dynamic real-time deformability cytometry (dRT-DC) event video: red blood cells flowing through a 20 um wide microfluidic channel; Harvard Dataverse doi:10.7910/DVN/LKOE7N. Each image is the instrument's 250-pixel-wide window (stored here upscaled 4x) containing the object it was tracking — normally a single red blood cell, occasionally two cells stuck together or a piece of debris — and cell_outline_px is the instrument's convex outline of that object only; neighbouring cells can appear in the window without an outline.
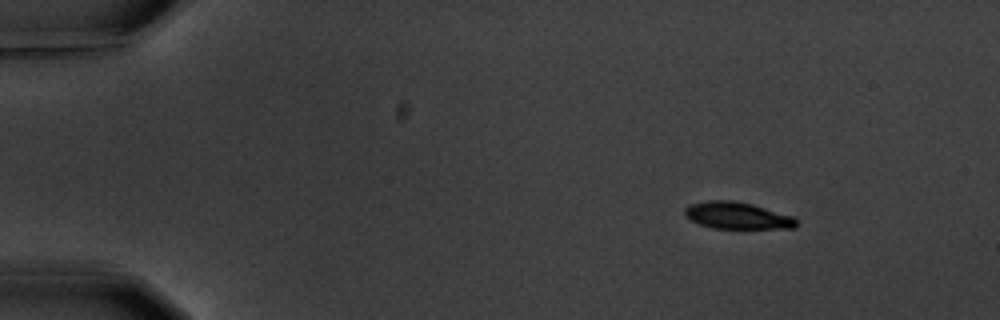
{"species": "common noctule bat (a hibernating species)", "species_latin": "Nyctalus noctula", "temperature_condition": "warm", "stored_images_in_passage": 5, "segment_of_instrument_passage": [1, 2], "camera_frame_rate_fps": 3000, "um_per_image_px": 0.085, "animal": {"sex": "male", "body_mass_g": 20.1, "forearm_length_mm": 53.5}, "frame": {"image": 1, "passage_image": 2, "time_ms": 1.333, "image_size_px": [1000, 320], "cell_outline_px": [[796, 228], [712, 228], [700, 224], [684, 216], [684, 208], [692, 204], [708, 200], [732, 200], [752, 204], [792, 216], [796, 220]], "centroid_in_image_um": [62.64, 18.32], "position_along_channel_um": 22.4, "area_um2": 17.28}}
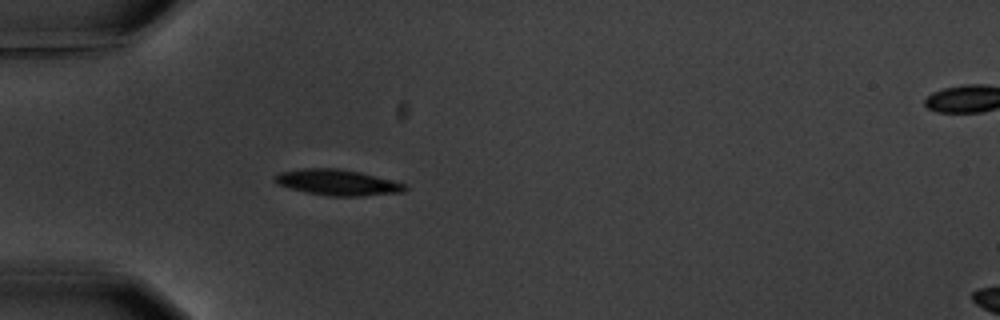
{"frame": {"image": 2, "passage_image": 4, "time_ms": 4.667, "image_size_px": [1000, 320], "cell_outline_px": [[408, 188], [404, 192], [360, 196], [328, 196], [304, 192], [276, 184], [272, 180], [272, 176], [280, 172], [304, 168], [336, 168], [360, 172], [408, 184]], "centroid_in_image_um": [28.67, 15.51], "position_along_channel_um": 56.3, "area_um2": 19.83}}